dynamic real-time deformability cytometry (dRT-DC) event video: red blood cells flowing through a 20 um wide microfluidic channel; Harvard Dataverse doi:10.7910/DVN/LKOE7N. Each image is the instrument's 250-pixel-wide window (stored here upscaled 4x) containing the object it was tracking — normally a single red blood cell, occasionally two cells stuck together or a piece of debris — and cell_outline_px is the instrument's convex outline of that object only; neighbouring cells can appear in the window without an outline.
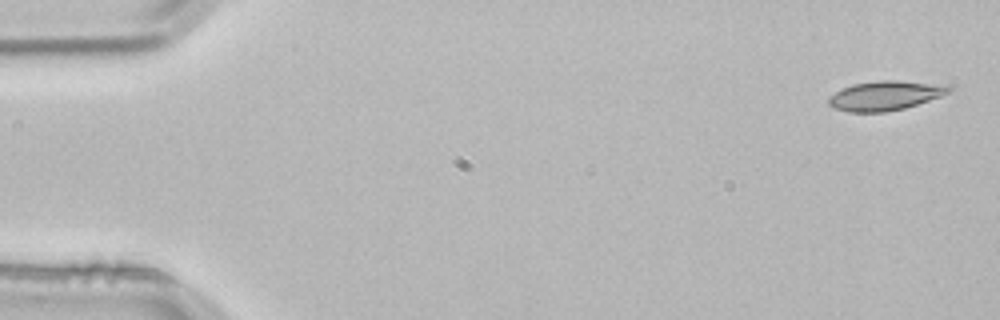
{"species": "common noctule bat (a hibernating species)", "species_latin": "Nyctalus noctula", "temperature_condition": "room temperature", "stored_images_in_passage": 4, "segment_of_instrument_passage": [2, 2], "camera_frame_rate_fps": 3000, "um_per_image_px": 0.085, "animal": {"sex": "male", "body_mass_g": 21.5, "forearm_length_mm": 52.0}, "frame": {"image": 1, "passage_image": 4, "time_ms": 1.0, "image_size_px": [1000, 320], "cell_outline_px": [[952, 92], [904, 108], [884, 112], [848, 112], [832, 108], [828, 104], [828, 96], [852, 84], [880, 80], [900, 80], [952, 84]], "centroid_in_image_um": [75.28, 8.11], "position_along_channel_um": 9.7, "area_um2": 20.92}}